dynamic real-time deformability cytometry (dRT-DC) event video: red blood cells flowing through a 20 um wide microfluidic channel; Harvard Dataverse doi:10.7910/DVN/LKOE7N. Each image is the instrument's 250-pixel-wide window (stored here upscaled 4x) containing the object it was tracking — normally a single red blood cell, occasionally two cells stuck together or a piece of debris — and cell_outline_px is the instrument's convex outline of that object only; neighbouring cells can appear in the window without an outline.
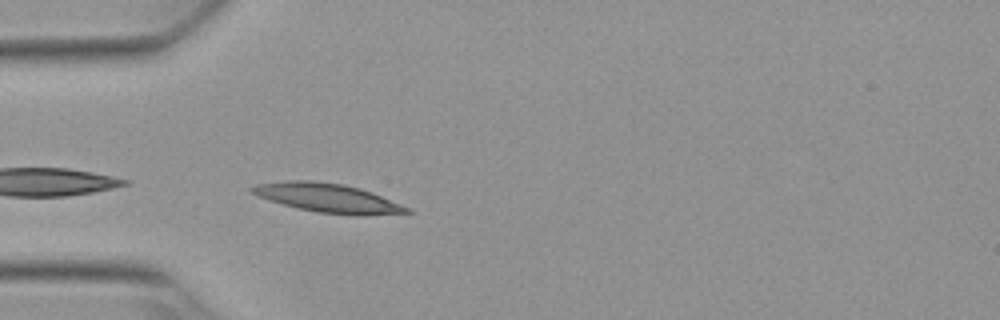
{"species": "Egyptian fruit bat (a non-hibernating species)", "species_latin": "Rousettus aegyptiacus", "temperature_condition": "warm", "stored_images_in_passage": 11, "camera_frame_rate_fps": 3000, "um_per_image_px": 0.085, "animal": {"sex": "female"}, "frame": {"image": 1, "passage_image": 1, "time_ms": 0.0, "image_size_px": [1000, 320], "cell_outline_px": [[412, 212], [364, 216], [356, 216], [316, 212], [296, 208], [260, 196], [252, 192], [248, 188], [256, 184], [284, 180], [312, 180], [344, 184], [360, 188], [372, 192], [412, 208]], "centroid_in_image_um": [27.92, 16.83], "position_along_channel_um": 57.1, "area_um2": 26.3}}
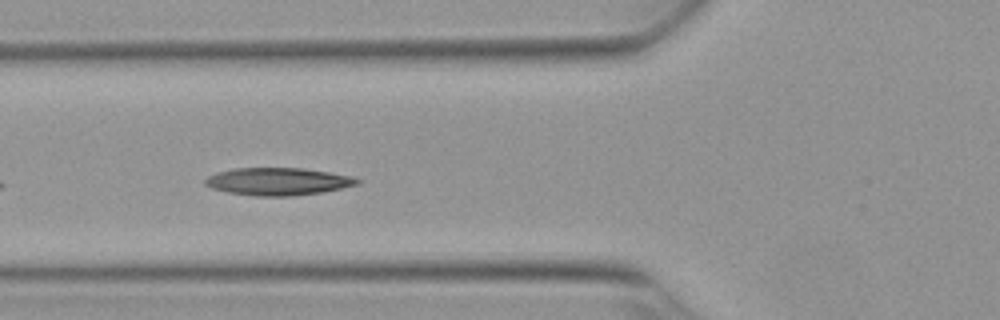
{"frame": {"image": 2, "passage_image": 5, "time_ms": 1.333, "image_size_px": [1000, 320], "cell_outline_px": [[360, 184], [324, 192], [292, 196], [256, 196], [228, 192], [212, 188], [204, 184], [204, 180], [208, 176], [216, 172], [232, 168], [304, 168], [352, 176], [360, 180]], "centroid_in_image_um": [23.63, 15.42], "position_along_channel_um": 102.2, "area_um2": 24.51}}